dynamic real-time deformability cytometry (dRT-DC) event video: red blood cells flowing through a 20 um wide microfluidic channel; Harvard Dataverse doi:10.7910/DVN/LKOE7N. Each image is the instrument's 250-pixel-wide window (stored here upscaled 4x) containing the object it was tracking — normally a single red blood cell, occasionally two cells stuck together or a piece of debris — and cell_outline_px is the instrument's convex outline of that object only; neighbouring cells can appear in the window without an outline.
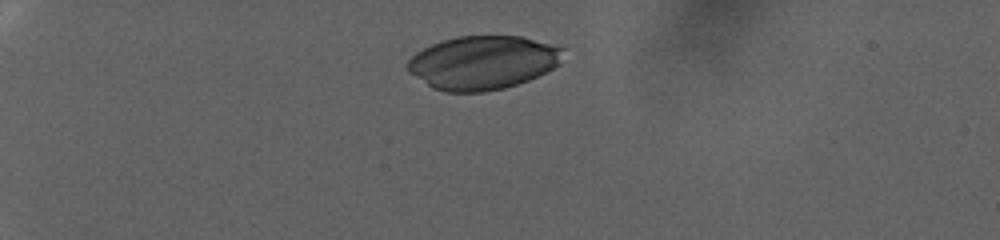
{"species": "human", "species_latin": "Homo sapiens", "temperature_condition": "warm", "stored_images_in_passage": 19, "camera_frame_rate_fps": 3000, "um_per_image_px": 0.085, "donor": {"sex": "female"}, "frame": {"image": 1, "passage_image": 1, "time_ms": 0.0, "image_size_px": [1000, 240], "cell_outline_px": [[564, 48], [560, 64], [528, 80], [504, 88], [484, 92], [448, 92], [432, 88], [408, 72], [404, 68], [404, 64], [416, 52], [440, 40], [456, 36], [520, 36], [552, 44]], "centroid_in_image_um": [40.99, 5.31], "position_along_channel_um": 44.0, "area_um2": 48.78}}
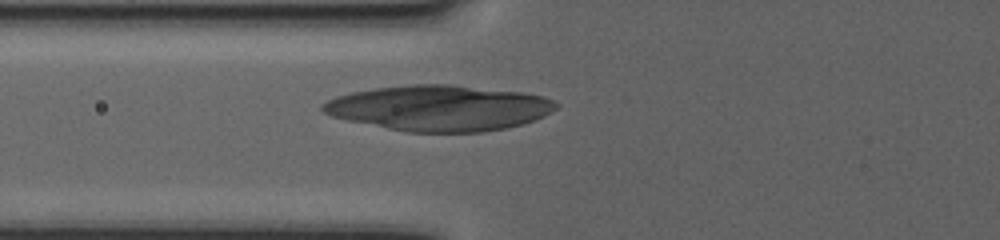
{"frame": {"image": 2, "passage_image": 14, "time_ms": 4.333, "image_size_px": [1000, 240], "cell_outline_px": [[560, 104], [556, 108], [544, 116], [524, 124], [484, 132], [408, 132], [348, 120], [332, 116], [324, 112], [320, 108], [328, 100], [336, 96], [352, 92], [376, 88], [412, 84], [448, 84], [524, 92], [544, 96]], "centroid_in_image_um": [37.37, 9.18], "position_along_channel_um": 88.4, "area_um2": 61.79}}